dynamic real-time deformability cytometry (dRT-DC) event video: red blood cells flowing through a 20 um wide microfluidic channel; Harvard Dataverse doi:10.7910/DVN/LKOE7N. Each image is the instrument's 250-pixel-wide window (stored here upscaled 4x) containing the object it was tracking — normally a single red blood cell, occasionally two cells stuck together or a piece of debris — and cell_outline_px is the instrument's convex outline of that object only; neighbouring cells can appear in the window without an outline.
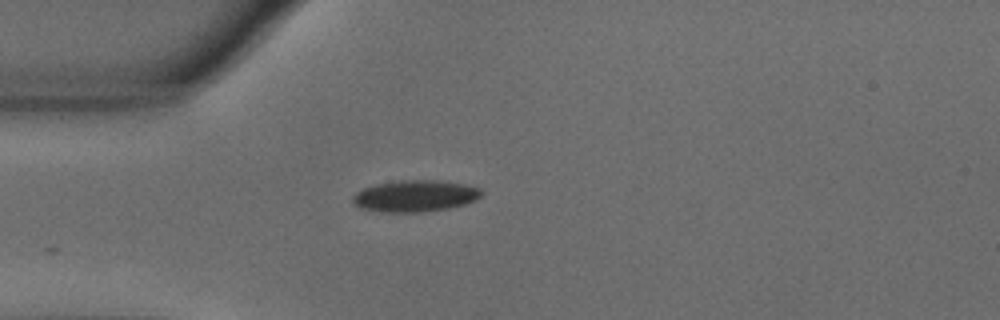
{"species": "common noctule bat (a hibernating species)", "species_latin": "Nyctalus noctula", "temperature_condition": "warm", "stored_images_in_passage": 11, "camera_frame_rate_fps": 3000, "um_per_image_px": 0.085, "animal": {"sex": "male", "body_mass_g": 18.8}, "frame": {"image": 1, "passage_image": 1, "time_ms": 0.0, "image_size_px": [1000, 320], "cell_outline_px": [[484, 192], [476, 200], [464, 204], [448, 208], [424, 212], [380, 212], [364, 208], [356, 204], [352, 200], [352, 196], [356, 192], [364, 188], [376, 184], [404, 180], [440, 180], [464, 184], [480, 188]], "centroid_in_image_um": [35.32, 16.65], "position_along_channel_um": 49.7, "area_um2": 23.58}}
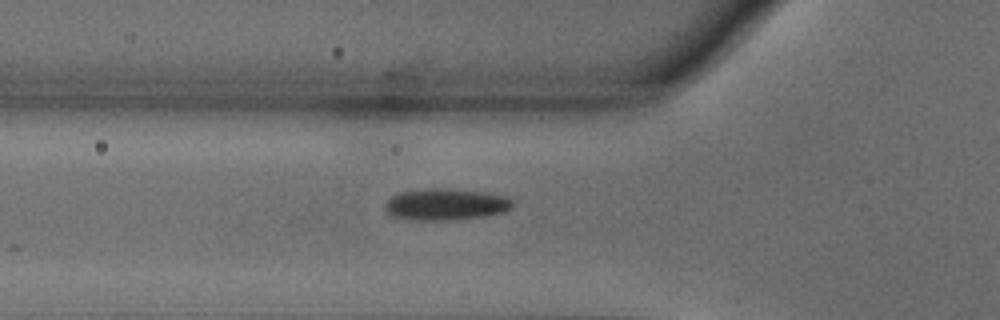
{"frame": {"image": 2, "passage_image": 5, "time_ms": 1.333, "image_size_px": [1000, 320], "cell_outline_px": [[516, 200], [512, 208], [504, 212], [484, 216], [452, 220], [408, 220], [392, 216], [384, 208], [384, 204], [396, 192], [428, 188], [440, 188], [484, 192], [508, 196]], "centroid_in_image_um": [37.91, 17.37], "position_along_channel_um": 87.9, "area_um2": 23.87}}
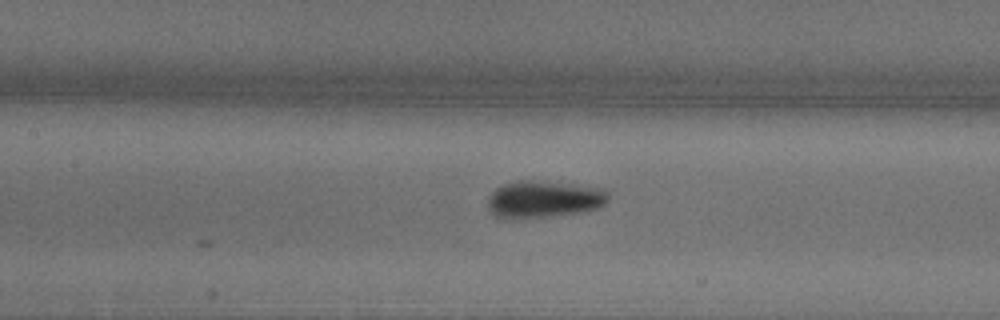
{"frame": {"image": 3, "passage_image": 11, "time_ms": 3.333, "image_size_px": [1000, 320], "cell_outline_px": [[608, 200], [600, 208], [588, 212], [544, 216], [496, 216], [488, 208], [488, 196], [496, 188], [504, 184], [516, 180], [532, 180], [572, 184], [604, 188], [608, 192]], "centroid_in_image_um": [46.3, 16.9], "position_along_channel_um": 161.1, "area_um2": 25.66}}